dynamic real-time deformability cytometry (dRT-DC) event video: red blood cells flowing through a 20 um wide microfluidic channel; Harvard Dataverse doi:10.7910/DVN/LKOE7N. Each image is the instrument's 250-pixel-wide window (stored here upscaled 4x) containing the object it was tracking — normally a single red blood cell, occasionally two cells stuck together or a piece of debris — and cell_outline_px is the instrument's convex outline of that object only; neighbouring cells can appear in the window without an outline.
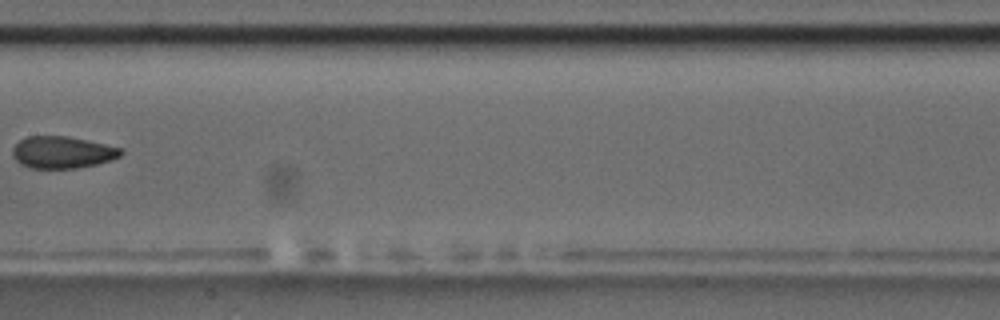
{"species": "common noctule bat (a hibernating species)", "species_latin": "Nyctalus noctula", "temperature_condition": "room temperature", "stored_images_in_passage": 9, "camera_frame_rate_fps": 3000, "um_per_image_px": 0.085, "animal": {"sex": "male", "body_mass_g": 17.5, "forearm_length_mm": 52.3}, "frame": {"image": 1, "passage_image": 8, "time_ms": 8.333, "image_size_px": [1000, 320], "cell_outline_px": [[124, 152], [120, 156], [112, 160], [96, 164], [76, 168], [32, 168], [20, 164], [12, 156], [12, 148], [20, 140], [28, 136], [68, 136], [124, 148]], "centroid_in_image_um": [5.32, 12.94], "position_along_channel_um": 202.1, "area_um2": 20.29}}
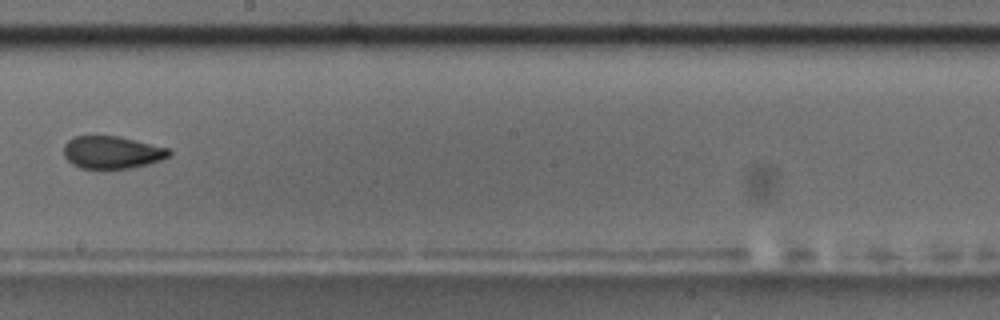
{"frame": {"image": 2, "passage_image": 9, "time_ms": 9.333, "image_size_px": [1000, 320], "cell_outline_px": [[172, 152], [168, 156], [160, 160], [148, 164], [132, 168], [80, 168], [72, 164], [64, 156], [64, 144], [68, 140], [76, 136], [116, 136], [168, 148]], "centroid_in_image_um": [9.49, 12.95], "position_along_channel_um": 238.7, "area_um2": 19.71}}